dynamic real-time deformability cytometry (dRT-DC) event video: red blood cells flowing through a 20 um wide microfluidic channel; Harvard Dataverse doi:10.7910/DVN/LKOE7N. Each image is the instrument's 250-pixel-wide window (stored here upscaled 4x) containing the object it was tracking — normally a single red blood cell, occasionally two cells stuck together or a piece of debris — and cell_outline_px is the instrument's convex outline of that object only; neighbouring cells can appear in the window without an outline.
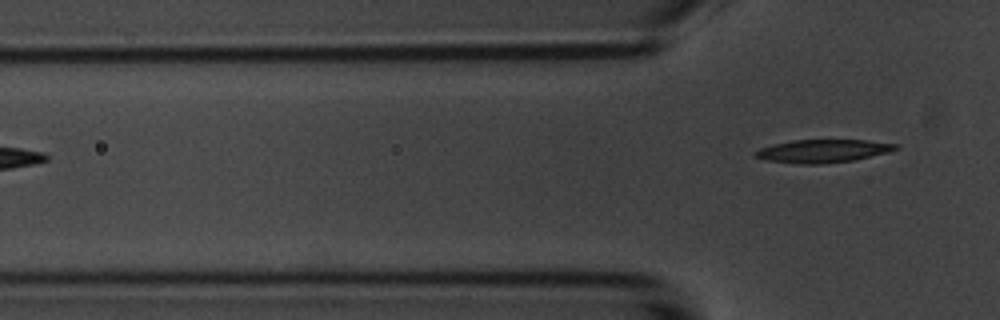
{"species": "common noctule bat (a hibernating species)", "species_latin": "Nyctalus noctula", "temperature_condition": "room temperature", "stored_images_in_passage": 2, "camera_frame_rate_fps": 3000, "um_per_image_px": 0.085, "animal": {"sex": "male", "body_mass_g": 20.1, "forearm_length_mm": 53.5}, "frame": {"image": 1, "passage_image": 2, "time_ms": 1.333, "image_size_px": [1000, 320], "cell_outline_px": [[900, 148], [888, 152], [852, 160], [820, 164], [800, 164], [768, 160], [756, 156], [752, 152], [760, 148], [772, 144], [792, 140], [868, 140], [900, 144]], "centroid_in_image_um": [69.96, 12.82], "position_along_channel_um": 55.8, "area_um2": 18.79}}